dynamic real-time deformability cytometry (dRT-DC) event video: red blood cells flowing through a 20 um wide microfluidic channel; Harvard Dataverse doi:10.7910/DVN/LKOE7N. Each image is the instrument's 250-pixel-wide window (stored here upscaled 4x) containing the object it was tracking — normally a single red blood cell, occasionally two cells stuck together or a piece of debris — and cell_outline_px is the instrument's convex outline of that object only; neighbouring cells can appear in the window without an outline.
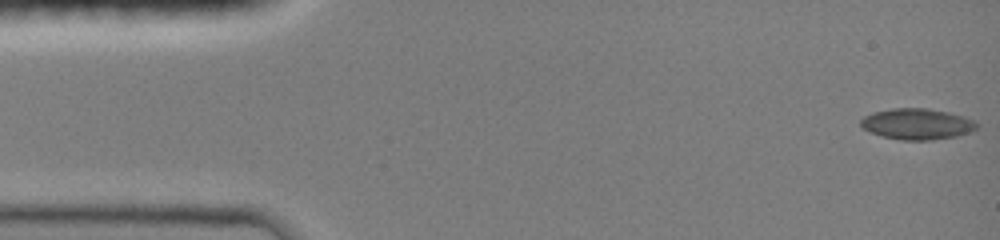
{"species": "common noctule bat (a hibernating species)", "species_latin": "Nyctalus noctula", "temperature_condition": "room temperature", "stored_images_in_passage": 6, "camera_frame_rate_fps": 3000, "um_per_image_px": 0.085, "animal": {"sex": "female", "body_mass_g": 19.0, "forearm_length_mm": 51.5}, "frame": {"image": 1, "passage_image": 1, "time_ms": 0.0, "image_size_px": [1000, 240], "cell_outline_px": [[980, 124], [972, 132], [956, 136], [932, 140], [900, 140], [884, 136], [872, 132], [864, 128], [860, 124], [860, 120], [864, 116], [872, 112], [892, 108], [928, 108], [948, 112], [964, 116]], "centroid_in_image_um": [77.98, 10.53], "position_along_channel_um": 7.0, "area_um2": 20.98}}
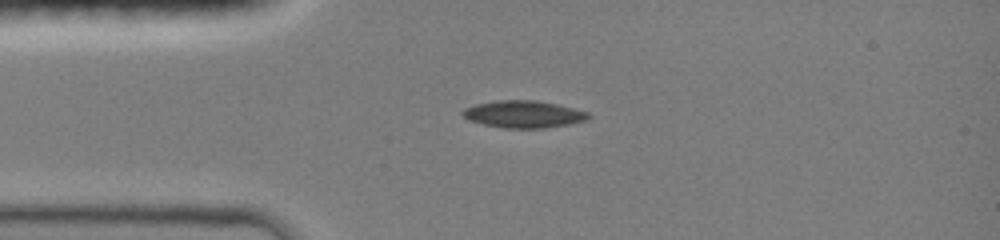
{"frame": {"image": 2, "passage_image": 5, "time_ms": 3.333, "image_size_px": [1000, 240], "cell_outline_px": [[592, 116], [588, 120], [568, 124], [544, 128], [504, 128], [484, 124], [468, 120], [460, 112], [464, 108], [476, 104], [496, 100], [536, 100], [556, 104], [588, 112]], "centroid_in_image_um": [44.5, 9.7], "position_along_channel_um": 40.5, "area_um2": 19.88}}